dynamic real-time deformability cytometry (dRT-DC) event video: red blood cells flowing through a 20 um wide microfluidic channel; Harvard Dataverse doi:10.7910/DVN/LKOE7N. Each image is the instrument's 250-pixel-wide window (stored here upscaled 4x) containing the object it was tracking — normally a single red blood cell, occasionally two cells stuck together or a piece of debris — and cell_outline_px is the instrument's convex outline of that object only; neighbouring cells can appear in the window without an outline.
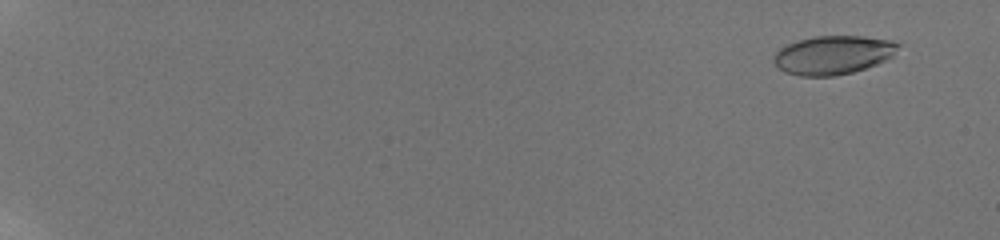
{"species": "human", "species_latin": "Homo sapiens", "temperature_condition": "room temperature", "stored_images_in_passage": 38, "camera_frame_rate_fps": 3000, "um_per_image_px": 0.085, "donor": {"sex": "male"}, "frame": {"image": 1, "passage_image": 4, "time_ms": 1.0, "image_size_px": [1000, 240], "cell_outline_px": [[900, 44], [892, 56], [876, 64], [852, 72], [836, 76], [800, 76], [784, 72], [772, 60], [772, 56], [780, 48], [796, 40], [812, 36], [864, 36], [892, 40]], "centroid_in_image_um": [70.78, 4.66], "position_along_channel_um": 14.2, "area_um2": 28.09}}
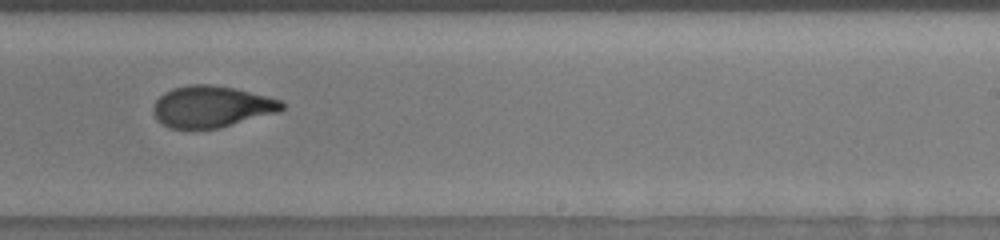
{"frame": {"image": 2, "passage_image": 22, "time_ms": 13.333, "image_size_px": [1000, 240], "cell_outline_px": [[284, 108], [280, 112], [216, 128], [168, 128], [156, 120], [152, 108], [156, 100], [164, 92], [172, 88], [188, 84], [212, 84], [236, 88], [280, 100], [284, 104]], "centroid_in_image_um": [17.95, 9.05], "position_along_channel_um": 271.0, "area_um2": 31.1}}
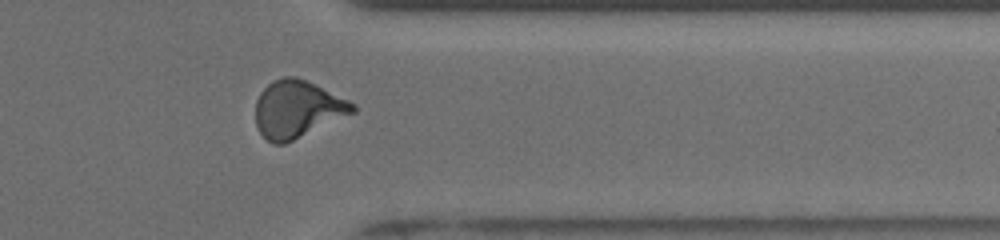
{"frame": {"image": 3, "passage_image": 30, "time_ms": 16.333, "image_size_px": [1000, 240], "cell_outline_px": [[356, 112], [284, 144], [272, 144], [260, 132], [256, 124], [256, 100], [260, 92], [272, 80], [284, 76], [296, 76], [348, 100], [356, 104]], "centroid_in_image_um": [25.26, 9.27], "position_along_channel_um": 386.1, "area_um2": 32.19}, "authors_computed_cell_mechanics": {"area_um2": 30.8941, "velocity_mm_per_s": 3.8625, "shape_relaxation_time_tau1_ms": 4.267, "shape_relaxation_time_tau2_ms": 1.183, "deformation_change_tau1": 0.1756, "deformation_change_tau2": 0.0661}}